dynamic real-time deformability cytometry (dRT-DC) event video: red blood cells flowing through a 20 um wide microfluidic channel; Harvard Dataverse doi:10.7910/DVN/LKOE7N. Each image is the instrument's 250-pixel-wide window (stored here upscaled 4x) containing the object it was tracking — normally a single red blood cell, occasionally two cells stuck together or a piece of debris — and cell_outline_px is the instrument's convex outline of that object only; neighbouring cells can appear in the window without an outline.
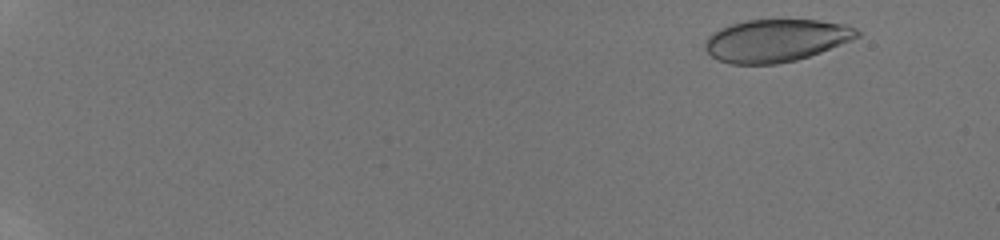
{"species": "human", "species_latin": "Homo sapiens", "temperature_condition": "room temperature", "stored_images_in_passage": 16, "camera_frame_rate_fps": 3000, "um_per_image_px": 0.085, "donor": {"sex": "male"}, "frame": {"image": 1, "passage_image": 5, "time_ms": 1.333, "image_size_px": [1000, 240], "cell_outline_px": [[860, 36], [852, 40], [820, 52], [796, 60], [776, 64], [732, 64], [716, 60], [704, 48], [704, 44], [708, 36], [720, 28], [744, 20], [820, 20], [844, 24], [856, 28], [860, 32]], "centroid_in_image_um": [65.95, 3.44], "position_along_channel_um": 19.0, "area_um2": 37.69}}